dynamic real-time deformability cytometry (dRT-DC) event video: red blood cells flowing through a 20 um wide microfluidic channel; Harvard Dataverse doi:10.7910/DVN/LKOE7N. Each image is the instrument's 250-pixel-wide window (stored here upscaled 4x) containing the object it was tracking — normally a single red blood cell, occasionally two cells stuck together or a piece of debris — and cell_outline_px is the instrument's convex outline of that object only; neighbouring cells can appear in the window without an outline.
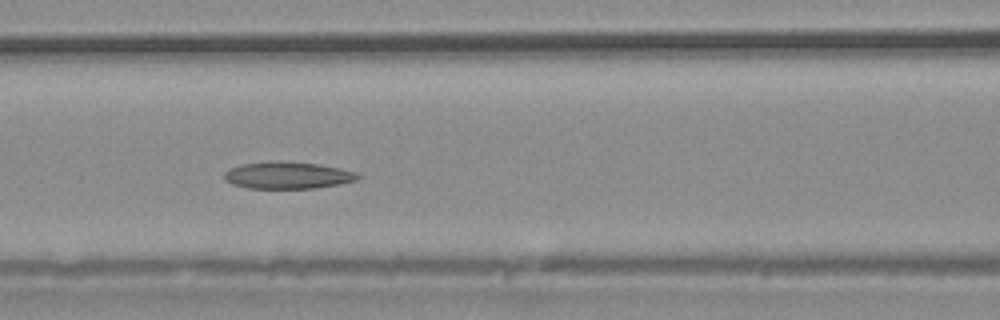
{"species": "common noctule bat (a hibernating species)", "species_latin": "Nyctalus noctula", "temperature_condition": "warm", "stored_images_in_passage": 37, "camera_frame_rate_fps": 3000, "um_per_image_px": 0.085, "animal": {"sex": "male", "body_mass_g": 20.4}, "frame": {"image": 1, "passage_image": 16, "time_ms": 5.0, "image_size_px": [1000, 320], "cell_outline_px": [[360, 176], [356, 180], [340, 184], [316, 188], [248, 188], [232, 184], [224, 180], [224, 172], [228, 168], [240, 164], [316, 164], [340, 168], [356, 172]], "centroid_in_image_um": [24.45, 14.95], "position_along_channel_um": 142.2, "area_um2": 20.0}}